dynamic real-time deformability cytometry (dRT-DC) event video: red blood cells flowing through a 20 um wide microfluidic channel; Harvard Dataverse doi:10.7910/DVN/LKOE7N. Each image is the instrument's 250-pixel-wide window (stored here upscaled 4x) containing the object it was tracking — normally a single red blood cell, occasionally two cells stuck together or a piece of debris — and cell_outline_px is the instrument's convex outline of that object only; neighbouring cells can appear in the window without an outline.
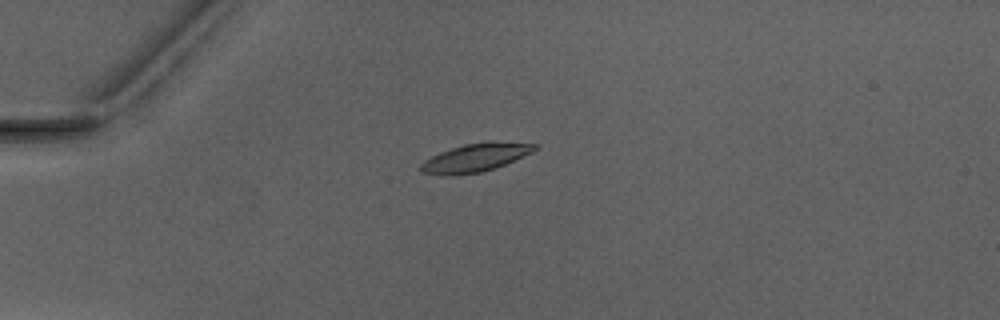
{"species": "Egyptian fruit bat (a non-hibernating species)", "species_latin": "Rousettus aegyptiacus", "temperature_condition": "warm", "stored_images_in_passage": 3, "camera_frame_rate_fps": 3000, "um_per_image_px": 0.085, "animal": {"sex": "male"}, "frame": {"image": 1, "passage_image": 2, "time_ms": 1.333, "image_size_px": [1000, 320], "cell_outline_px": [[536, 148], [532, 152], [504, 164], [480, 172], [456, 176], [448, 176], [420, 172], [420, 164], [424, 160], [440, 152], [464, 144], [484, 140], [488, 140], [536, 144]], "centroid_in_image_um": [40.36, 13.39], "position_along_channel_um": 44.6, "area_um2": 18.79}}